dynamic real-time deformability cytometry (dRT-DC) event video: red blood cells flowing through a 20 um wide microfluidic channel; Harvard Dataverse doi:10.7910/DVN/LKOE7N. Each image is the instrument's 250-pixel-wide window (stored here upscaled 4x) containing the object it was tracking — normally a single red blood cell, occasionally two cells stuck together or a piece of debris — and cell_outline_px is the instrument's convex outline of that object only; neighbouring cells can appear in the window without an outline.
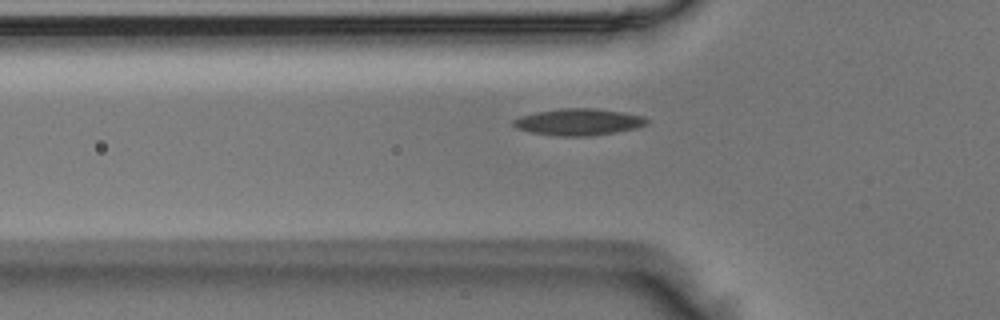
{"species": "Egyptian fruit bat (a non-hibernating species)", "species_latin": "Rousettus aegyptiacus", "temperature_condition": "room temperature", "stored_images_in_passage": 38, "camera_frame_rate_fps": 3000, "um_per_image_px": 0.085, "animal": {"sex": "male"}, "frame": {"image": 1, "passage_image": 5, "time_ms": 1.333, "image_size_px": [1000, 320], "cell_outline_px": [[648, 124], [636, 128], [616, 132], [588, 136], [556, 136], [532, 132], [516, 128], [512, 124], [512, 120], [520, 116], [536, 112], [560, 108], [596, 108], [644, 116], [648, 120]], "centroid_in_image_um": [49.17, 10.36], "position_along_channel_um": 76.6, "area_um2": 20.75}}
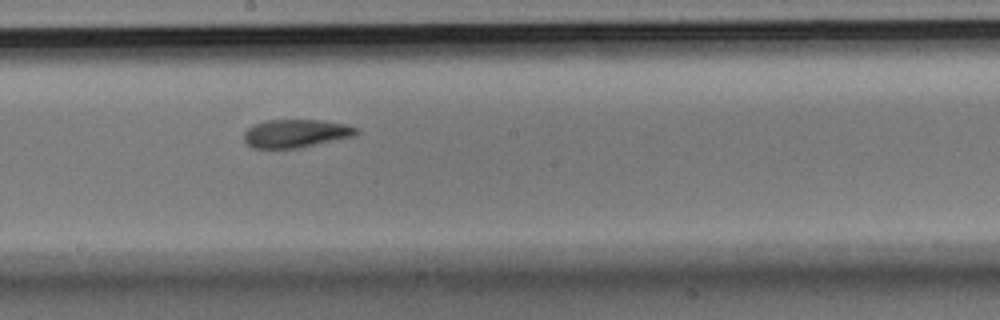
{"frame": {"image": 2, "passage_image": 16, "time_ms": 5.0, "image_size_px": [1000, 320], "cell_outline_px": [[360, 132], [356, 136], [296, 148], [252, 148], [244, 140], [244, 132], [248, 128], [256, 124], [268, 120], [320, 120], [344, 124], [360, 128]], "centroid_in_image_um": [25.19, 11.34], "position_along_channel_um": 223.0, "area_um2": 18.38}}
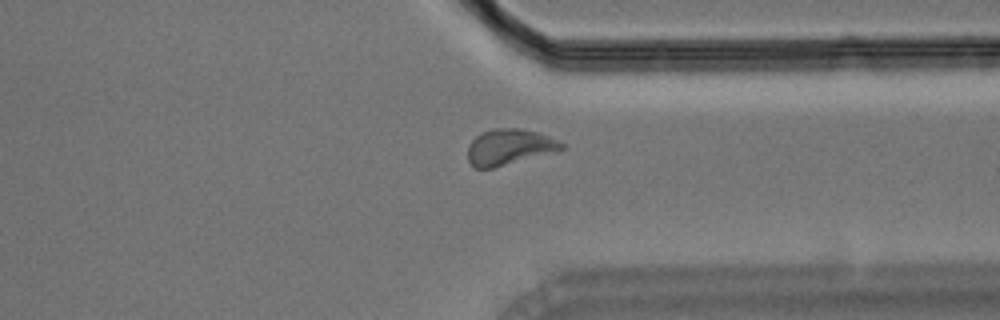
{"frame": {"image": 3, "passage_image": 27, "time_ms": 8.667, "image_size_px": [1000, 320], "cell_outline_px": [[568, 148], [492, 168], [476, 168], [468, 160], [468, 144], [480, 132], [492, 128], [520, 128], [536, 132], [548, 136], [564, 144]], "centroid_in_image_um": [43.27, 12.48], "position_along_channel_um": 368.1, "area_um2": 19.48}}